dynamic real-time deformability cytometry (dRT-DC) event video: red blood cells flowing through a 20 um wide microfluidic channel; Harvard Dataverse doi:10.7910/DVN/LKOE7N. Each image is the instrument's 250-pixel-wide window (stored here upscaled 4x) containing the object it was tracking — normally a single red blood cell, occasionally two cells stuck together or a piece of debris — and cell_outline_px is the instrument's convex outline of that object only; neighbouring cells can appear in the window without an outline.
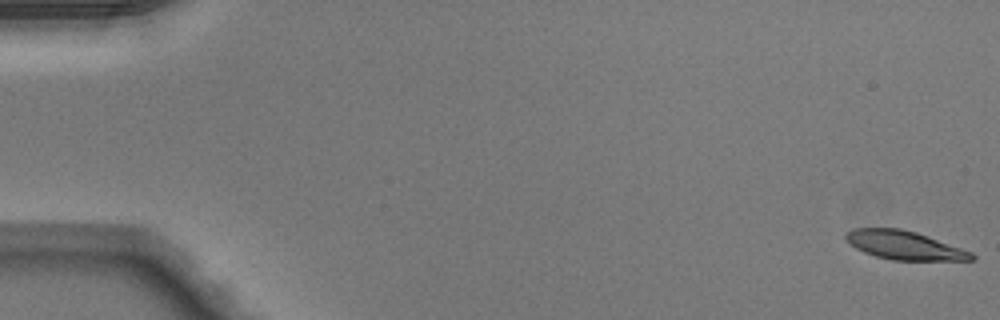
{"species": "Egyptian fruit bat (a non-hibernating species)", "species_latin": "Rousettus aegyptiacus", "temperature_condition": "warm", "stored_images_in_passage": 50, "camera_frame_rate_fps": 3000, "um_per_image_px": 0.085, "animal": {"sex": "male"}, "frame": {"image": 1, "passage_image": 1, "time_ms": 0.0, "image_size_px": [1000, 320], "cell_outline_px": [[976, 256], [972, 260], [892, 260], [876, 256], [864, 252], [848, 244], [844, 236], [852, 228], [900, 228], [916, 232], [972, 252]], "centroid_in_image_um": [76.83, 20.84], "position_along_channel_um": 8.2, "area_um2": 20.87}}
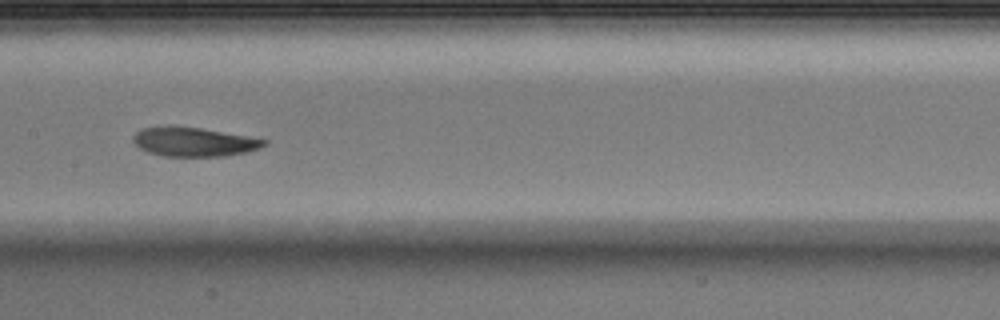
{"frame": {"image": 2, "passage_image": 26, "time_ms": 8.333, "image_size_px": [1000, 320], "cell_outline_px": [[268, 144], [260, 148], [248, 152], [224, 156], [164, 156], [148, 152], [140, 148], [132, 140], [132, 136], [136, 132], [144, 128], [200, 128], [268, 140]], "centroid_in_image_um": [16.53, 12.09], "position_along_channel_um": 190.9, "area_um2": 21.56}}
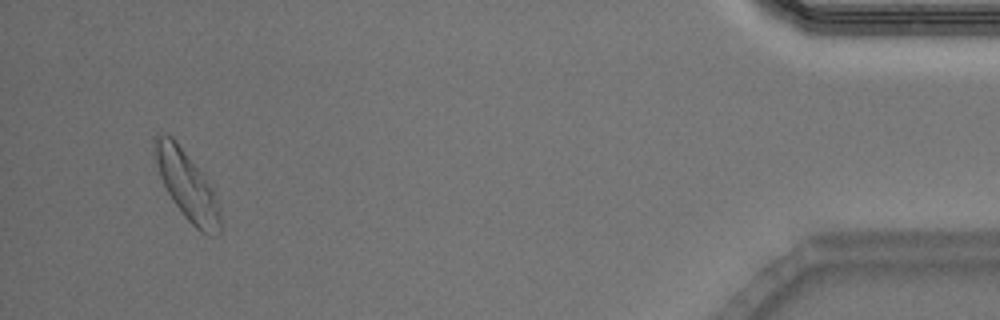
{"frame": {"image": 3, "passage_image": 48, "time_ms": 15.667, "image_size_px": [1000, 320], "cell_outline_px": [[220, 232], [208, 236], [200, 232], [184, 216], [172, 200], [160, 176], [156, 164], [152, 140], [160, 132], [172, 136], [204, 176], [212, 188], [220, 212]], "centroid_in_image_um": [15.86, 15.74], "position_along_channel_um": 419.3, "area_um2": 25.72}, "authors_computed_cell_mechanics": {"area_um2": 22.831, "velocity_mm_per_s": 4.0843, "shape_relaxation_time_tau1_ms": 4.2731, "shape_relaxation_time_tau2_ms": 4.5483, "deformation_change_tau1": 0.1499, "deformation_change_tau2": 0.1105}}